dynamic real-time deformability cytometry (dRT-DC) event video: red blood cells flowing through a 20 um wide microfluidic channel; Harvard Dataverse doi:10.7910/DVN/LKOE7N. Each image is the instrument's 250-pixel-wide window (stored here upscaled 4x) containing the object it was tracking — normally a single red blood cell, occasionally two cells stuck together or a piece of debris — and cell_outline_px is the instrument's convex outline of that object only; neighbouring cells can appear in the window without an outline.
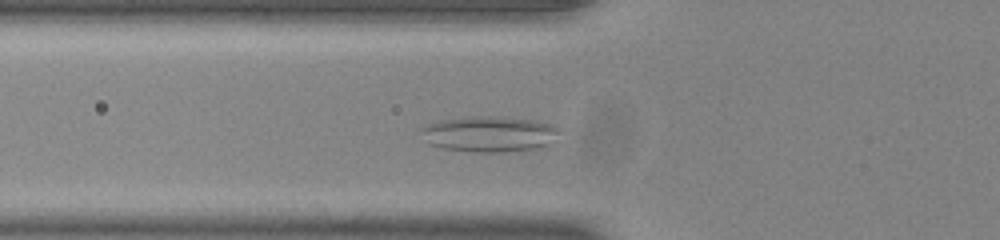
{"species": "common noctule bat (a hibernating species)", "species_latin": "Nyctalus noctula", "temperature_condition": "room temperature", "stored_images_in_passage": 37, "camera_frame_rate_fps": 3000, "um_per_image_px": 0.085, "animal": {"sex": "male", "body_mass_g": 20.0, "forearm_length_mm": 53.3}, "frame": {"image": 1, "passage_image": 3, "time_ms": 0.667, "image_size_px": [1000, 240], "cell_outline_px": [[560, 128], [548, 144], [540, 148], [504, 152], [472, 152], [444, 148], [428, 144], [416, 132], [420, 128], [428, 124], [440, 120], [464, 116], [500, 116], [536, 120], [552, 124]], "centroid_in_image_um": [41.51, 11.38], "position_along_channel_um": 84.3, "area_um2": 29.25}}
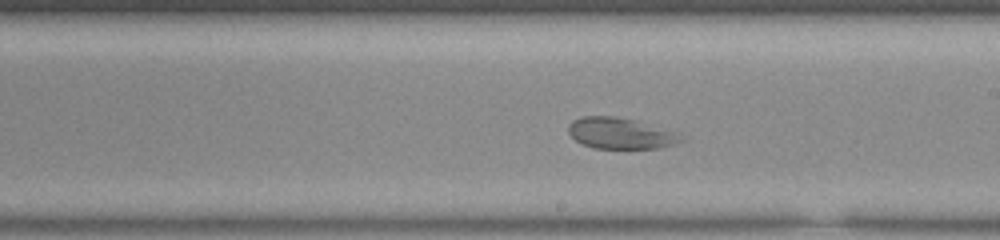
{"frame": {"image": 2, "passage_image": 15, "time_ms": 4.667, "image_size_px": [1000, 240], "cell_outline_px": [[684, 140], [660, 148], [592, 148], [576, 140], [568, 132], [568, 124], [572, 120], [580, 116], [612, 116], [636, 120], [676, 132]], "centroid_in_image_um": [52.7, 11.32], "position_along_channel_um": 236.3, "area_um2": 20.29}}
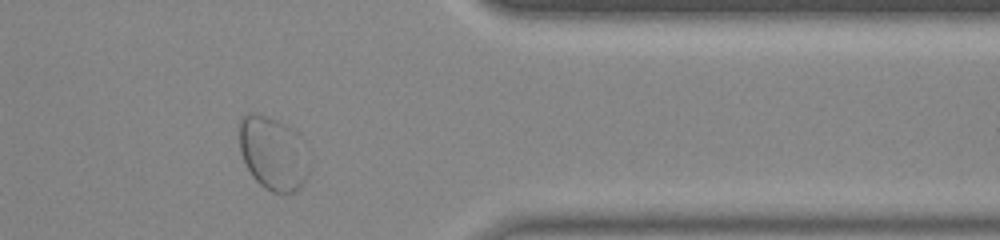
{"frame": {"image": 3, "passage_image": 28, "time_ms": 9.0, "image_size_px": [1000, 240], "cell_outline_px": [[308, 172], [300, 188], [292, 192], [272, 192], [264, 188], [252, 176], [240, 152], [240, 120], [248, 112], [256, 112], [268, 116], [292, 128], [296, 132], [308, 164]], "centroid_in_image_um": [23.16, 13.02], "position_along_channel_um": 388.2, "area_um2": 29.3}}